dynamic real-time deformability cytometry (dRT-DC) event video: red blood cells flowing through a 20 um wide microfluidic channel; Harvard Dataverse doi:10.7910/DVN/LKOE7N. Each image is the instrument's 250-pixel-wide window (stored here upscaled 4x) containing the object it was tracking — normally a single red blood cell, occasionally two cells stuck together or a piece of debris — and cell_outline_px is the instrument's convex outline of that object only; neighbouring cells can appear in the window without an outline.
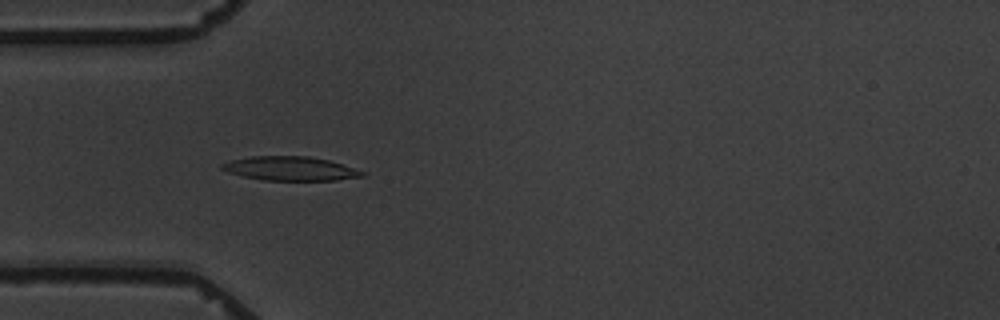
{"species": "common noctule bat (a hibernating species)", "species_latin": "Nyctalus noctula", "temperature_condition": "warm", "stored_images_in_passage": 5, "camera_frame_rate_fps": 3000, "um_per_image_px": 0.085, "animal": {"sex": "male", "body_mass_g": 19.5, "forearm_length_mm": 54.6}, "frame": {"image": 1, "passage_image": 4, "time_ms": 4.333, "image_size_px": [1000, 320], "cell_outline_px": [[368, 172], [364, 176], [336, 180], [264, 180], [244, 176], [228, 172], [220, 168], [220, 164], [232, 160], [252, 156], [308, 156], [328, 160]], "centroid_in_image_um": [24.7, 14.32], "position_along_channel_um": 60.3, "area_um2": 19.54}}
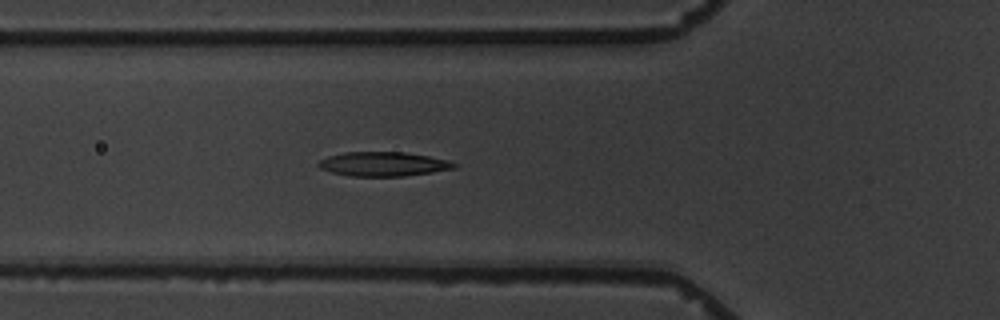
{"frame": {"image": 2, "passage_image": 5, "time_ms": 5.333, "image_size_px": [1000, 320], "cell_outline_px": [[456, 168], [432, 172], [404, 176], [348, 176], [332, 172], [320, 168], [316, 164], [320, 160], [328, 156], [344, 152], [404, 152], [428, 156], [448, 160], [456, 164]], "centroid_in_image_um": [32.56, 13.94], "position_along_channel_um": 93.2, "area_um2": 19.13}}